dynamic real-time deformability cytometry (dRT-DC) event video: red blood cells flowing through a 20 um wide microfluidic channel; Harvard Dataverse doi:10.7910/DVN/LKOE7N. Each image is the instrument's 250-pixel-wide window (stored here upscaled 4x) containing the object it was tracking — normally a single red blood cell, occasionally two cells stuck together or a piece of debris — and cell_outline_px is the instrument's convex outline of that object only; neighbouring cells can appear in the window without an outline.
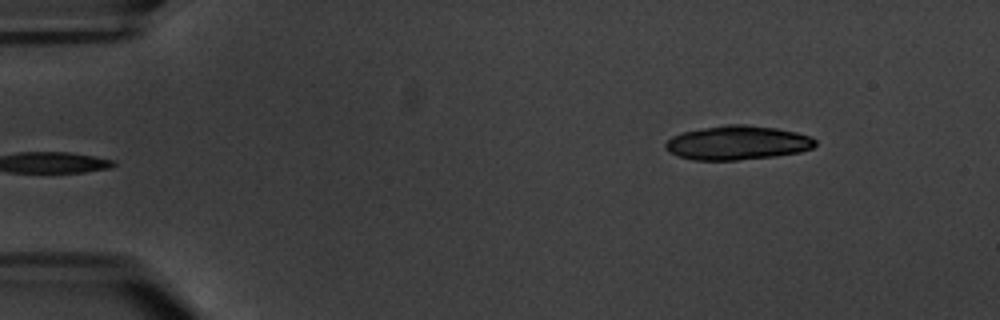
{"species": "common noctule bat (a hibernating species)", "species_latin": "Nyctalus noctula", "temperature_condition": "warm", "stored_images_in_passage": 6, "segment_of_instrument_passage": [2, 2], "camera_frame_rate_fps": 3000, "um_per_image_px": 0.085, "animal": {"sex": "male", "body_mass_g": 20.1, "forearm_length_mm": 53.5}, "frame": {"image": 1, "passage_image": 6, "time_ms": 6.667, "image_size_px": [1000, 320], "cell_outline_px": [[816, 144], [812, 148], [800, 152], [776, 156], [736, 160], [692, 160], [668, 152], [664, 148], [664, 144], [672, 136], [684, 132], [704, 128], [728, 124], [744, 124], [776, 128], [796, 132], [812, 136], [816, 140]], "centroid_in_image_um": [62.7, 12.14], "position_along_channel_um": 22.3, "area_um2": 29.77}}